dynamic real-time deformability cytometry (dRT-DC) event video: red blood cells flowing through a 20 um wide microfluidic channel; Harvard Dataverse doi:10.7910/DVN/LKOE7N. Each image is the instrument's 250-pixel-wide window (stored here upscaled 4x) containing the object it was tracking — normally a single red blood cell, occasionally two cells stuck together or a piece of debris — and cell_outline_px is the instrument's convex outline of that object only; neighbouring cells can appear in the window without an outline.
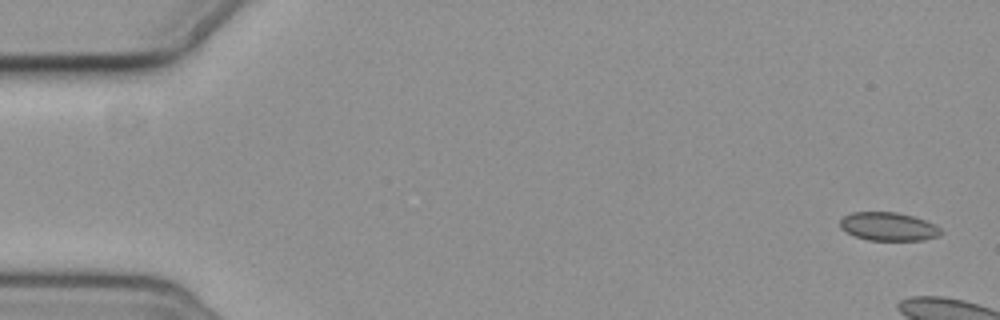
{"species": "common noctule bat (a hibernating species)", "species_latin": "Nyctalus noctula", "temperature_condition": "cold", "stored_images_in_passage": 3, "camera_frame_rate_fps": 3000, "um_per_image_px": 0.085, "animal": {"sex": "female", "body_mass_g": 19.3, "forearm_length_mm": 54.1}, "frame": {"image": 1, "passage_image": 1, "time_ms": 0.0, "image_size_px": [1000, 320], "cell_outline_px": [[944, 232], [940, 236], [924, 240], [868, 240], [856, 236], [840, 228], [840, 220], [844, 216], [852, 212], [896, 212], [912, 216], [936, 224]], "centroid_in_image_um": [75.55, 19.26], "position_along_channel_um": 9.4, "area_um2": 16.7}}